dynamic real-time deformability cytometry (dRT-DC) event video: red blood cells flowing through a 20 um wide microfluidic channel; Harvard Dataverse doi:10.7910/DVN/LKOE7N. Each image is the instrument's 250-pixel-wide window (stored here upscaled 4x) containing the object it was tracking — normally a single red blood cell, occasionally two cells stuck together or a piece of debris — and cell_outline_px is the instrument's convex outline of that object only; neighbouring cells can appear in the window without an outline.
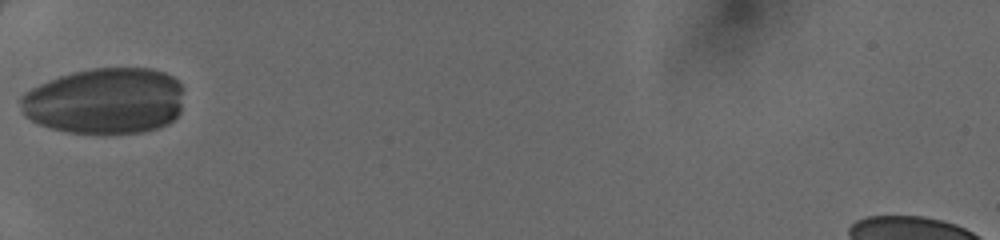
{"species": "human", "species_latin": "Homo sapiens", "temperature_condition": "cold", "stored_images_in_passage": 6, "camera_frame_rate_fps": 3000, "um_per_image_px": 0.085, "donor": {"sex": "female"}, "frame": {"image": 1, "passage_image": 1, "time_ms": 0.0, "image_size_px": [1000, 240], "cell_outline_px": [[184, 88], [180, 112], [168, 124], [160, 128], [144, 132], [64, 132], [40, 124], [24, 116], [20, 104], [20, 96], [24, 92], [40, 84], [60, 76], [72, 72], [92, 68], [152, 68], [164, 72], [172, 76]], "centroid_in_image_um": [8.95, 8.57], "position_along_channel_um": 76.1, "area_um2": 63.06}}
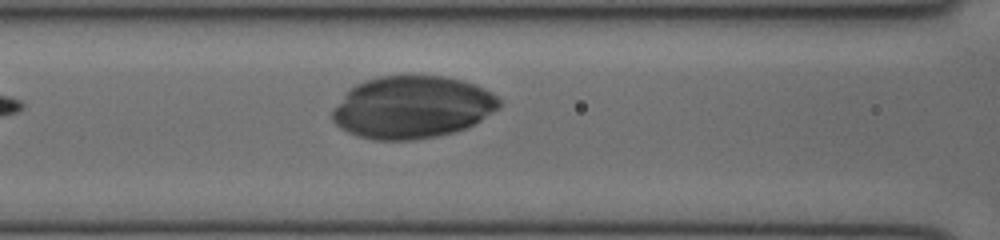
{"frame": {"image": 2, "passage_image": 4, "time_ms": 1.0, "image_size_px": [1000, 240], "cell_outline_px": [[500, 108], [480, 120], [464, 128], [452, 132], [436, 136], [412, 140], [372, 140], [356, 136], [340, 128], [332, 120], [332, 112], [344, 96], [356, 84], [364, 80], [380, 76], [444, 76], [464, 80], [476, 84], [484, 88], [496, 96], [500, 100]], "centroid_in_image_um": [35.04, 9.11], "position_along_channel_um": 131.6, "area_um2": 60.46}}